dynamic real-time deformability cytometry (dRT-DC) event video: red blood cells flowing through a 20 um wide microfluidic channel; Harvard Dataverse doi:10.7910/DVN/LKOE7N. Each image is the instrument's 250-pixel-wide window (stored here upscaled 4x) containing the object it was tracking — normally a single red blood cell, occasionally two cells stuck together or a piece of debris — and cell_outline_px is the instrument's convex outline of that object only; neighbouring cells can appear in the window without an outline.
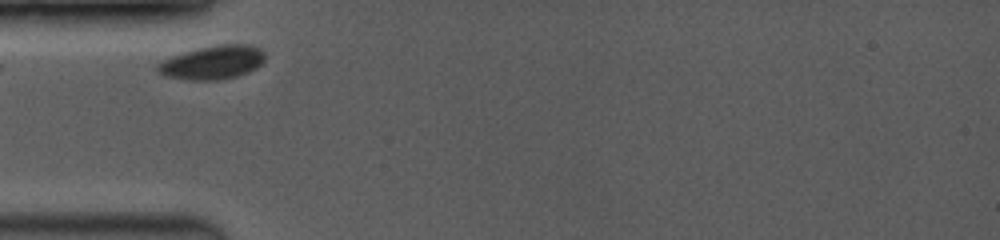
{"species": "common noctule bat (a hibernating species)", "species_latin": "Nyctalus noctula", "temperature_condition": "room temperature", "stored_images_in_passage": 3, "camera_frame_rate_fps": 3500, "um_per_image_px": 0.085, "animal": {"sex": "female", "body_mass_g": 19.0, "forearm_length_mm": 53.3}, "frame": {"image": 1, "passage_image": 1, "time_ms": 0.0, "image_size_px": [1000, 240], "cell_outline_px": [[264, 60], [256, 68], [248, 72], [236, 76], [220, 80], [188, 80], [164, 76], [156, 72], [156, 64], [172, 56], [184, 52], [200, 48], [220, 44], [248, 44], [260, 48], [264, 52]], "centroid_in_image_um": [18.05, 5.31], "position_along_channel_um": 67.0, "area_um2": 21.1}}
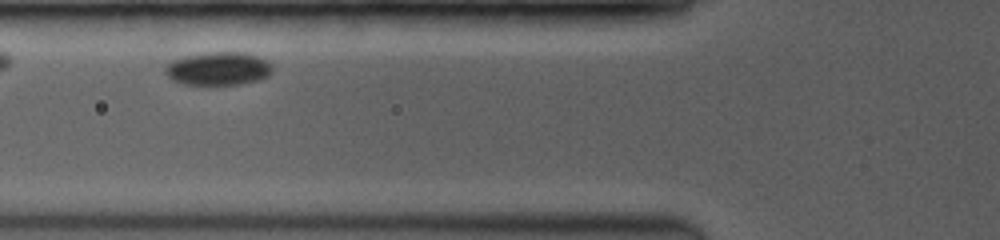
{"frame": {"image": 2, "passage_image": 2, "time_ms": 1.143, "image_size_px": [1000, 240], "cell_outline_px": [[272, 72], [268, 76], [260, 80], [240, 84], [204, 88], [184, 84], [172, 80], [164, 72], [164, 64], [172, 60], [184, 56], [216, 52], [240, 52], [256, 56], [268, 60], [272, 68]], "centroid_in_image_um": [18.51, 5.89], "position_along_channel_um": 107.3, "area_um2": 21.56}}